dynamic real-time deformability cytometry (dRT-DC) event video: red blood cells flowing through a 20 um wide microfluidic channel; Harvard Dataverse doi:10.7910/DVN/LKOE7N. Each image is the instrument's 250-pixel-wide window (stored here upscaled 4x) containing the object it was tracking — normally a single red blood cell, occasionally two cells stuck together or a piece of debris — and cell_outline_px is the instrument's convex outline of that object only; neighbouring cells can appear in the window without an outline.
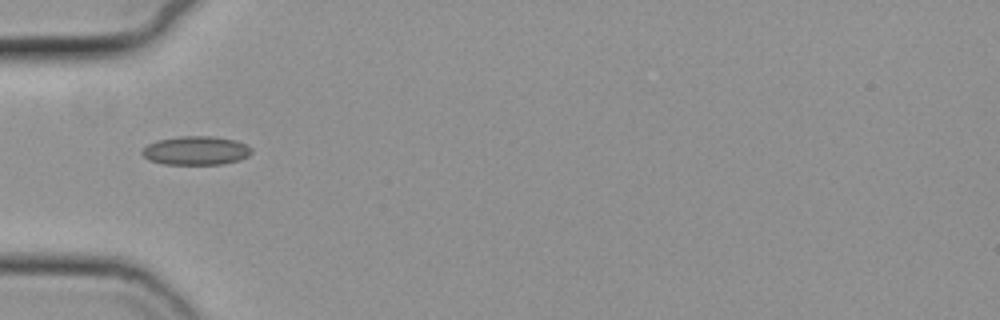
{"species": "common noctule bat (a hibernating species)", "species_latin": "Nyctalus noctula", "temperature_condition": "cold", "stored_images_in_passage": 4, "camera_frame_rate_fps": 3000, "um_per_image_px": 0.085, "animal": {"sex": "female", "body_mass_g": 19.3, "forearm_length_mm": 54.1}, "frame": {"image": 1, "passage_image": 1, "time_ms": 0.0, "image_size_px": [1000, 320], "cell_outline_px": [[252, 152], [248, 156], [240, 160], [220, 164], [164, 164], [148, 160], [140, 152], [148, 144], [156, 140], [180, 136], [212, 136], [236, 140], [252, 148]], "centroid_in_image_um": [16.65, 12.79], "position_along_channel_um": 68.4, "area_um2": 18.38}}